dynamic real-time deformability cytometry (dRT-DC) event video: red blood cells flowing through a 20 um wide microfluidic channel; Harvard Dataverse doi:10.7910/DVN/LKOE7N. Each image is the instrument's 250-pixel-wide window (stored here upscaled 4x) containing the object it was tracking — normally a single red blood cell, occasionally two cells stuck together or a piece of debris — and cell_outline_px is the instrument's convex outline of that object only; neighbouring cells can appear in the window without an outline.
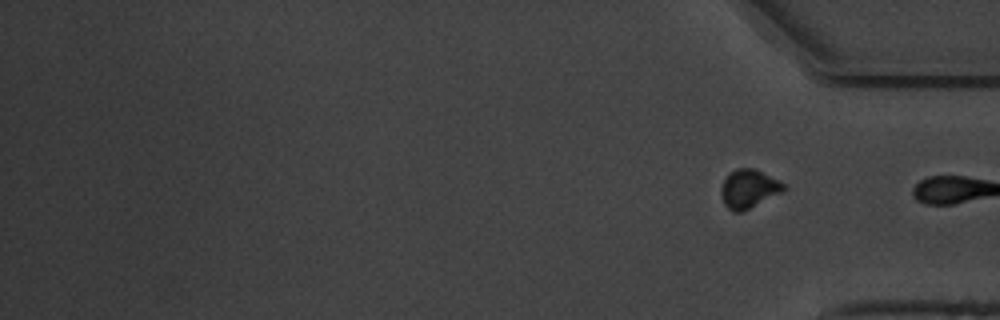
{"species": "common noctule bat (a hibernating species)", "species_latin": "Nyctalus noctula", "temperature_condition": "warm", "stored_images_in_passage": 13, "camera_frame_rate_fps": 3000, "um_per_image_px": 0.085, "animal": {"sex": "male", "body_mass_g": 19.5, "forearm_length_mm": 54.6}, "frame": {"image": 1, "passage_image": 13, "time_ms": 16.333, "image_size_px": [1000, 320], "cell_outline_px": [[788, 188], [784, 192], [744, 212], [732, 212], [724, 204], [720, 192], [724, 180], [736, 168], [756, 168], [780, 180]], "centroid_in_image_um": [63.7, 16.07], "position_along_channel_um": 371.5, "area_um2": 14.45}, "authors_computed_cell_mechanics": {"area_um2": 18.3804, "velocity_mm_per_s": 3.6177, "shape_relaxation_time_tau1_ms": 2.7346, "shape_relaxation_time_tau2_ms": 4.7179, "deformation_change_tau1": 0.1425, "deformation_change_tau2": 0.089}}